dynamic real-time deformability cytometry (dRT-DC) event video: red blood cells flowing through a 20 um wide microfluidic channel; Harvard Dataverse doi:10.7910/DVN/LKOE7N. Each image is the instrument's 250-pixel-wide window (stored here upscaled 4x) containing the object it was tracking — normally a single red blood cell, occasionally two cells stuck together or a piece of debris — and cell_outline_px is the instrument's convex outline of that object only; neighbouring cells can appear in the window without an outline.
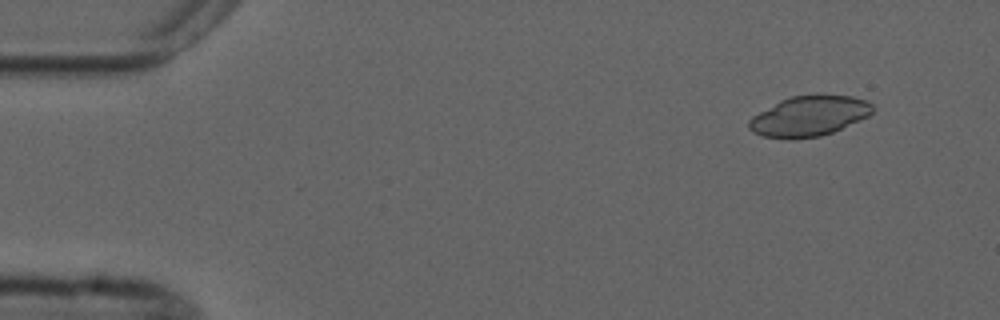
{"species": "common noctule bat (a hibernating species)", "species_latin": "Nyctalus noctula", "temperature_condition": "cold", "stored_images_in_passage": 5, "camera_frame_rate_fps": 3000, "um_per_image_px": 0.085, "animal": {"sex": "male", "forearm_length_mm": 52.5}, "frame": {"image": 1, "passage_image": 1, "time_ms": 0.0, "image_size_px": [1000, 320], "cell_outline_px": [[872, 112], [868, 116], [860, 120], [832, 132], [820, 136], [796, 140], [788, 140], [764, 136], [752, 132], [748, 128], [748, 120], [752, 116], [780, 100], [792, 96], [816, 92], [852, 96], [868, 100], [872, 104]], "centroid_in_image_um": [68.76, 9.84], "position_along_channel_um": 16.2, "area_um2": 29.77}}